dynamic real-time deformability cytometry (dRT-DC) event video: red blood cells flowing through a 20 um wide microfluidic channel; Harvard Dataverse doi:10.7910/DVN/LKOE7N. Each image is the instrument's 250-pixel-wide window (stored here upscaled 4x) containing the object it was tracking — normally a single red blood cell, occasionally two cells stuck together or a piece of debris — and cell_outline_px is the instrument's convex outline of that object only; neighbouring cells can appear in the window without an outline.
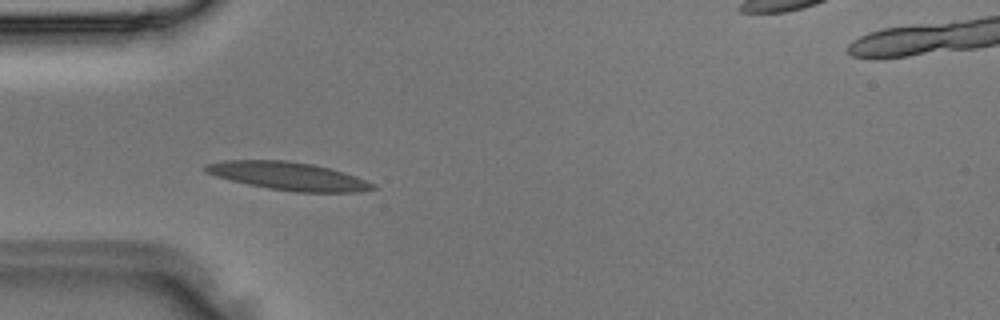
{"species": "Egyptian fruit bat (a non-hibernating species)", "species_latin": "Rousettus aegyptiacus", "temperature_condition": "room temperature", "stored_images_in_passage": 3, "camera_frame_rate_fps": 3000, "um_per_image_px": 0.085, "animal": {"sex": "male"}, "frame": {"image": 1, "passage_image": 2, "time_ms": 0.333, "image_size_px": [1000, 320], "cell_outline_px": [[376, 188], [360, 192], [296, 192], [268, 188], [248, 184], [216, 176], [208, 172], [204, 168], [204, 164], [224, 160], [288, 160], [312, 164], [332, 168], [344, 172], [376, 184]], "centroid_in_image_um": [24.54, 14.96], "position_along_channel_um": 60.5, "area_um2": 27.28}}